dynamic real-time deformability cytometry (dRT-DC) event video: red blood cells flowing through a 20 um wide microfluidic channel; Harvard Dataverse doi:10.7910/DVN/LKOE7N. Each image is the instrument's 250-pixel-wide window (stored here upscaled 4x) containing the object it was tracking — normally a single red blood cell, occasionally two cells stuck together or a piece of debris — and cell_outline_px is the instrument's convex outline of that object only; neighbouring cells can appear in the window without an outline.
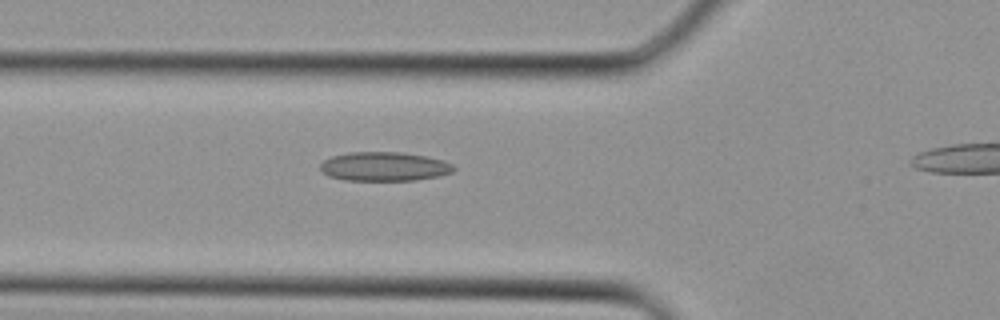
{"species": "Egyptian fruit bat (a non-hibernating species)", "species_latin": "Rousettus aegyptiacus", "temperature_condition": "cold", "stored_images_in_passage": 27, "camera_frame_rate_fps": 3000, "um_per_image_px": 0.085, "animal": {"sex": "female"}, "frame": {"image": 1, "passage_image": 9, "time_ms": 2.667, "image_size_px": [1000, 320], "cell_outline_px": [[456, 168], [452, 172], [440, 176], [416, 180], [344, 180], [328, 176], [320, 168], [320, 164], [324, 160], [332, 156], [348, 152], [404, 152], [428, 156], [444, 160], [452, 164]], "centroid_in_image_um": [32.69, 14.14], "position_along_channel_um": 93.1, "area_um2": 22.77}}
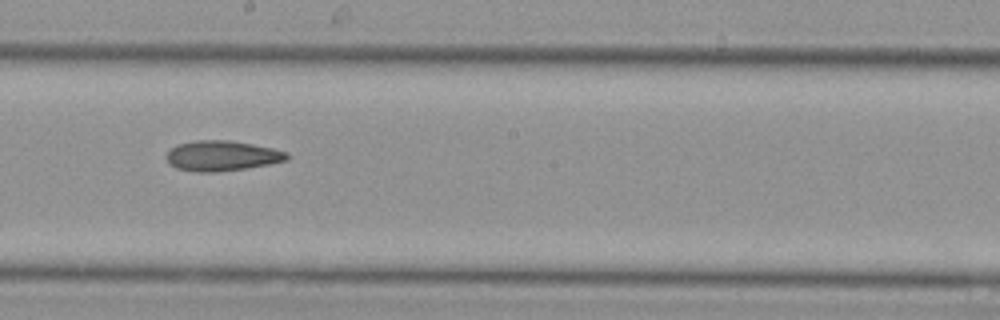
{"frame": {"image": 2, "passage_image": 16, "time_ms": 5.0, "image_size_px": [1000, 320], "cell_outline_px": [[288, 160], [268, 164], [244, 168], [216, 172], [196, 172], [176, 168], [168, 164], [168, 152], [176, 144], [196, 140], [228, 140], [252, 144], [272, 148], [288, 152]], "centroid_in_image_um": [18.85, 13.24], "position_along_channel_um": 229.3, "area_um2": 21.1}}
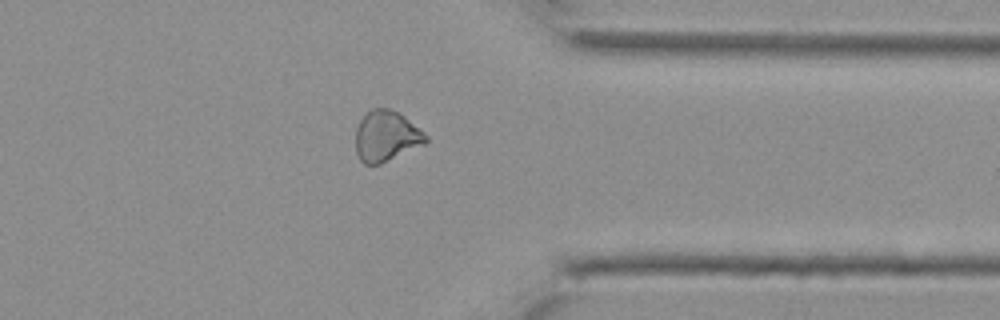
{"frame": {"image": 3, "passage_image": 24, "time_ms": 7.667, "image_size_px": [1000, 320], "cell_outline_px": [[428, 140], [424, 144], [380, 164], [364, 164], [360, 160], [356, 152], [356, 128], [360, 120], [372, 108], [388, 108], [400, 112], [424, 132], [428, 136]], "centroid_in_image_um": [32.83, 11.56], "position_along_channel_um": 378.6, "area_um2": 20.69}}